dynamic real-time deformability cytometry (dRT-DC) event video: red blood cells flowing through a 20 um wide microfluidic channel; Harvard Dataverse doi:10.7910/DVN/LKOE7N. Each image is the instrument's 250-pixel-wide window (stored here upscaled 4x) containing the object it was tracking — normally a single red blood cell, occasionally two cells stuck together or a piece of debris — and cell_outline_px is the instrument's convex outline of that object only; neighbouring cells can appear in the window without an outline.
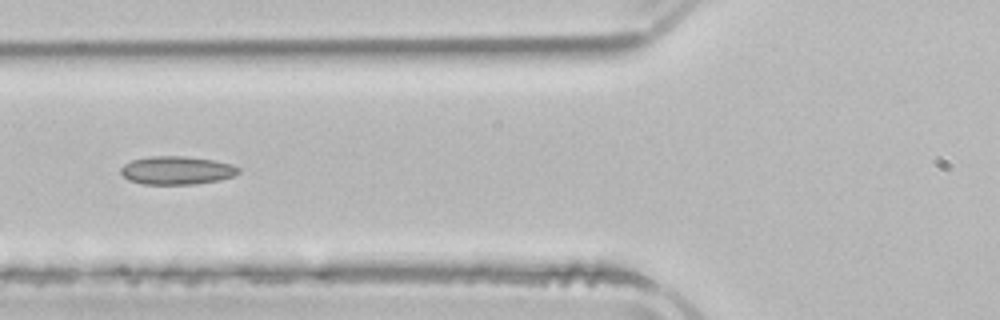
{"species": "common noctule bat (a hibernating species)", "species_latin": "Nyctalus noctula", "temperature_condition": "room temperature", "stored_images_in_passage": 2, "camera_frame_rate_fps": 3000, "um_per_image_px": 0.085, "animal": {"sex": "male", "body_mass_g": 21.5, "forearm_length_mm": 52.0}, "frame": {"image": 1, "passage_image": 2, "time_ms": 1.333, "image_size_px": [1000, 320], "cell_outline_px": [[240, 172], [232, 176], [220, 180], [196, 184], [144, 184], [128, 180], [120, 172], [120, 168], [124, 164], [132, 160], [148, 156], [184, 156], [212, 160], [232, 164], [240, 168]], "centroid_in_image_um": [15.01, 14.48], "position_along_channel_um": 110.8, "area_um2": 19.42}}